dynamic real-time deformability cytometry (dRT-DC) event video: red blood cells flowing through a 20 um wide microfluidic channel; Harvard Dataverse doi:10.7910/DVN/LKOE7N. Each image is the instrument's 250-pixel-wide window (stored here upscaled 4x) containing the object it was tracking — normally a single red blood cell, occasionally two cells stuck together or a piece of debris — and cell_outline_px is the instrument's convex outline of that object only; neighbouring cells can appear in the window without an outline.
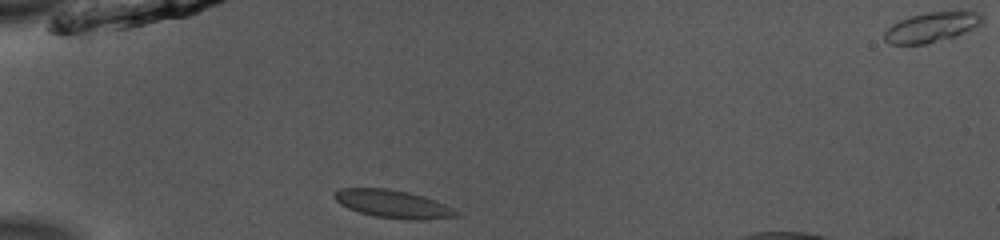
{"species": "common noctule bat (a hibernating species)", "species_latin": "Nyctalus noctula", "temperature_condition": "room temperature", "stored_images_in_passage": 37, "camera_frame_rate_fps": 3000, "um_per_image_px": 0.085, "animal": {"sex": "male", "body_mass_g": 13.0, "forearm_length_mm": 53.1}, "frame": {"image": 1, "passage_image": 1, "time_ms": 0.0, "image_size_px": [1000, 240], "cell_outline_px": [[460, 212], [456, 216], [420, 220], [408, 220], [376, 216], [360, 212], [348, 208], [340, 204], [332, 196], [332, 192], [340, 188], [388, 188], [408, 192], [424, 196], [436, 200]], "centroid_in_image_um": [33.37, 17.32], "position_along_channel_um": 51.6, "area_um2": 19.83}}
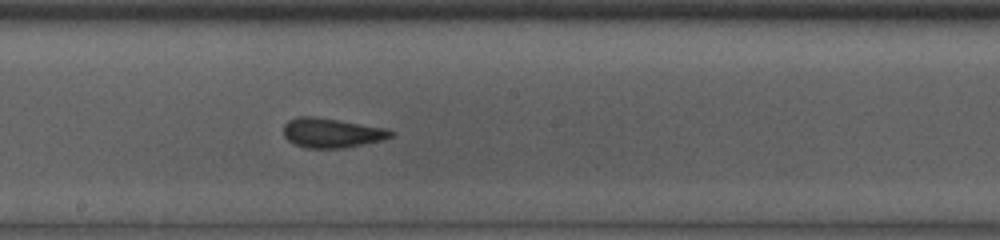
{"frame": {"image": 2, "passage_image": 15, "time_ms": 4.667, "image_size_px": [1000, 240], "cell_outline_px": [[396, 132], [392, 136], [384, 140], [344, 148], [308, 148], [296, 144], [288, 140], [284, 136], [284, 124], [288, 120], [296, 116], [312, 116], [388, 128]], "centroid_in_image_um": [28.22, 11.29], "position_along_channel_um": 220.0, "area_um2": 18.55}}
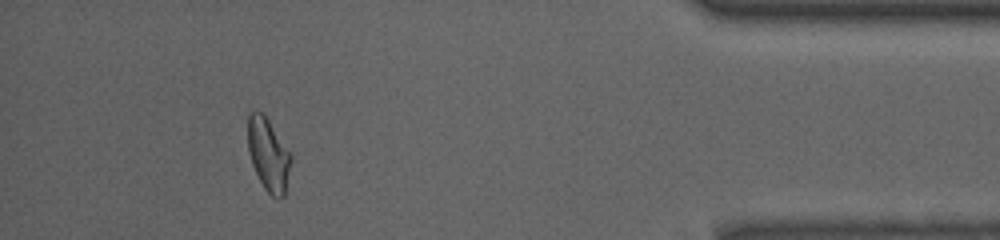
{"frame": {"image": 3, "passage_image": 33, "time_ms": 10.667, "image_size_px": [1000, 240], "cell_outline_px": [[292, 160], [284, 196], [280, 200], [276, 200], [264, 188], [252, 164], [248, 152], [248, 116], [252, 112], [260, 112], [268, 120], [292, 156]], "centroid_in_image_um": [22.82, 13.2], "position_along_channel_um": 412.4, "area_um2": 18.03}}